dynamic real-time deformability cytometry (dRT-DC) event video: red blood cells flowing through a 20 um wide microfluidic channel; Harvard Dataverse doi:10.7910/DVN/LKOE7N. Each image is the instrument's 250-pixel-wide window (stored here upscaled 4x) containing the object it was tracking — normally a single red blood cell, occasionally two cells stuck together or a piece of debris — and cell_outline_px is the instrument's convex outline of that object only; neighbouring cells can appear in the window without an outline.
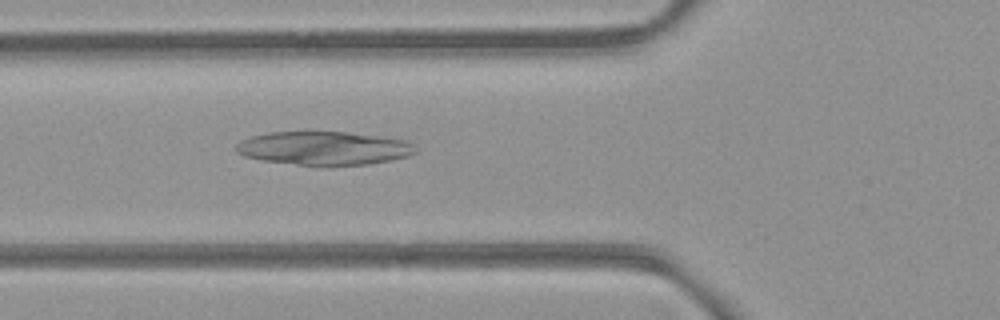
{"species": "common noctule bat (a hibernating species)", "species_latin": "Nyctalus noctula", "temperature_condition": "room temperature", "stored_images_in_passage": 50, "camera_frame_rate_fps": 3000, "um_per_image_px": 0.085, "animal": {"sex": "female", "body_mass_g": 21.9}, "frame": {"image": 1, "passage_image": 16, "time_ms": 5.0, "image_size_px": [1000, 320], "cell_outline_px": [[416, 152], [408, 156], [392, 160], [368, 164], [300, 164], [260, 160], [244, 156], [236, 152], [236, 144], [240, 140], [252, 136], [268, 132], [348, 132], [380, 136], [404, 140], [412, 144]], "centroid_in_image_um": [27.5, 12.58], "position_along_channel_um": 98.3, "area_um2": 34.56}}
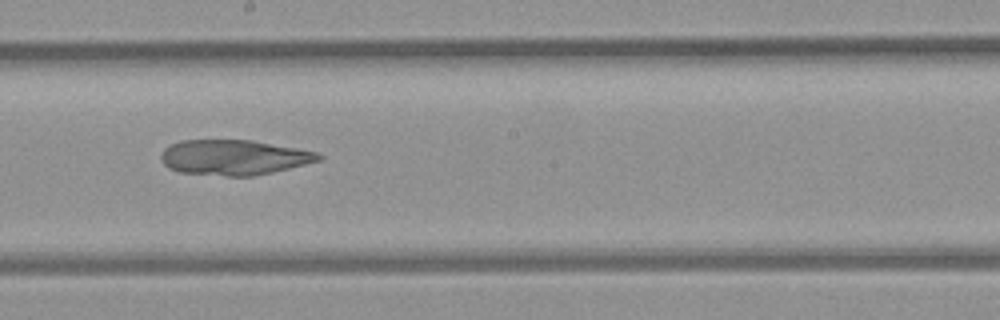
{"frame": {"image": 2, "passage_image": 26, "time_ms": 8.333, "image_size_px": [1000, 320], "cell_outline_px": [[324, 156], [320, 160], [272, 172], [252, 176], [228, 176], [180, 172], [168, 168], [164, 164], [160, 156], [164, 148], [180, 140], [252, 140], [296, 148], [316, 152]], "centroid_in_image_um": [19.85, 13.37], "position_along_channel_um": 228.3, "area_um2": 32.08}}
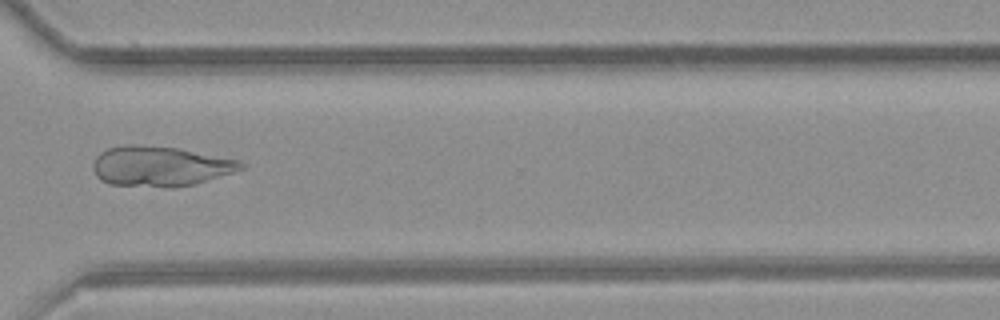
{"frame": {"image": 3, "passage_image": 36, "time_ms": 11.667, "image_size_px": [1000, 320], "cell_outline_px": [[248, 164], [244, 168], [232, 172], [192, 184], [172, 188], [168, 188], [108, 184], [100, 180], [96, 176], [92, 168], [92, 164], [96, 156], [100, 152], [108, 148], [124, 144], [132, 144], [180, 148], [240, 160]], "centroid_in_image_um": [13.58, 14.12], "position_along_channel_um": 357.0, "area_um2": 34.85}}